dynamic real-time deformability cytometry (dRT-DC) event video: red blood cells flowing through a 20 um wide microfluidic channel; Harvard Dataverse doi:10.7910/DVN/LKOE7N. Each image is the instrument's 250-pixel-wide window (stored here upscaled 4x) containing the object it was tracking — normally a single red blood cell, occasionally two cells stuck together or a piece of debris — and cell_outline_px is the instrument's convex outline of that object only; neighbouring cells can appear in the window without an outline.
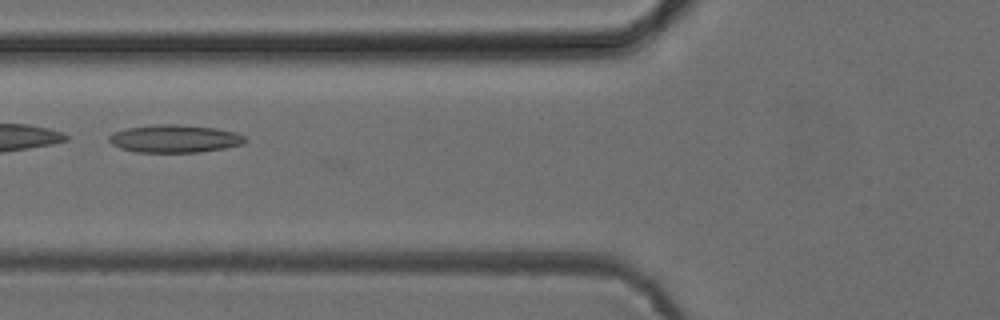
{"species": "common noctule bat (a hibernating species)", "species_latin": "Nyctalus noctula", "temperature_condition": "cold", "stored_images_in_passage": 8, "camera_frame_rate_fps": 3000, "um_per_image_px": 0.085, "animal": {"sex": "female", "body_mass_g": 24.6, "forearm_length_mm": 56.2}, "frame": {"image": 1, "passage_image": 7, "time_ms": 7.0, "image_size_px": [1000, 320], "cell_outline_px": [[248, 140], [244, 144], [224, 148], [200, 152], [136, 152], [120, 148], [112, 144], [108, 140], [108, 136], [112, 132], [128, 128], [156, 124], [176, 124], [216, 128], [236, 132], [244, 136]], "centroid_in_image_um": [14.85, 11.78], "position_along_channel_um": 110.9, "area_um2": 22.14}}
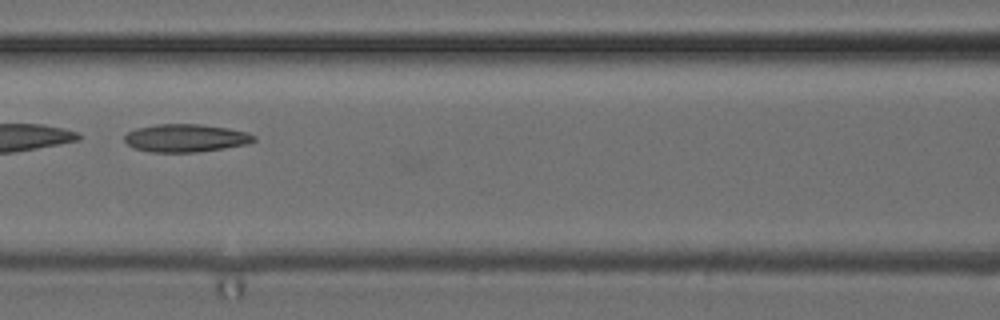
{"frame": {"image": 2, "passage_image": 8, "time_ms": 8.0, "image_size_px": [1000, 320], "cell_outline_px": [[256, 140], [248, 144], [224, 148], [196, 152], [148, 152], [132, 148], [124, 140], [124, 136], [128, 132], [136, 128], [156, 124], [200, 124], [228, 128], [248, 132], [256, 136]], "centroid_in_image_um": [15.78, 11.73], "position_along_channel_um": 150.8, "area_um2": 21.21}}